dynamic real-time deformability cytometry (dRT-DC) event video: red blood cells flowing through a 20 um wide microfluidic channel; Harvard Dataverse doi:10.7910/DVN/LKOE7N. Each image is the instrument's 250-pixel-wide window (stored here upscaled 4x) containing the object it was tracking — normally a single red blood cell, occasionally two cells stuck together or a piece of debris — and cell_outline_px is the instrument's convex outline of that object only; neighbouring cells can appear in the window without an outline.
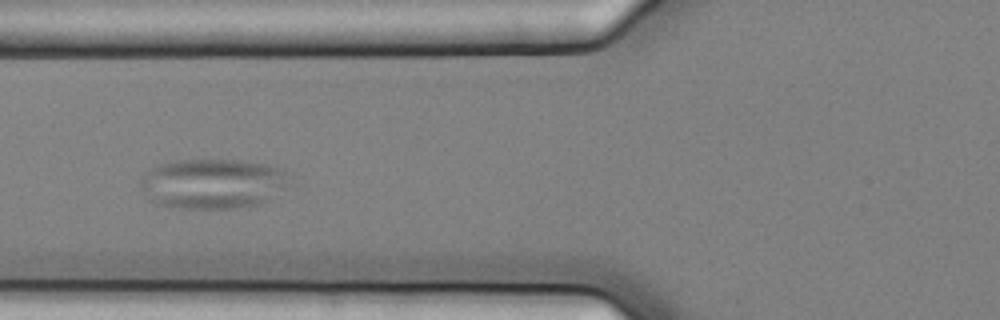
{"species": "common noctule bat (a hibernating species)", "species_latin": "Nyctalus noctula", "temperature_condition": "cold", "stored_images_in_passage": 13, "camera_frame_rate_fps": 3000, "um_per_image_px": 0.085, "animal": {"sex": "female", "body_mass_g": 25.1}, "frame": {"image": 1, "passage_image": 6, "time_ms": 1.667, "image_size_px": [1000, 320], "cell_outline_px": [[288, 184], [272, 200], [260, 204], [240, 208], [176, 208], [156, 204], [148, 200], [140, 188], [140, 180], [152, 168], [160, 164], [172, 160], [240, 160], [268, 164], [284, 168], [288, 172]], "centroid_in_image_um": [18.11, 15.62], "position_along_channel_um": 107.7, "area_um2": 44.1}}